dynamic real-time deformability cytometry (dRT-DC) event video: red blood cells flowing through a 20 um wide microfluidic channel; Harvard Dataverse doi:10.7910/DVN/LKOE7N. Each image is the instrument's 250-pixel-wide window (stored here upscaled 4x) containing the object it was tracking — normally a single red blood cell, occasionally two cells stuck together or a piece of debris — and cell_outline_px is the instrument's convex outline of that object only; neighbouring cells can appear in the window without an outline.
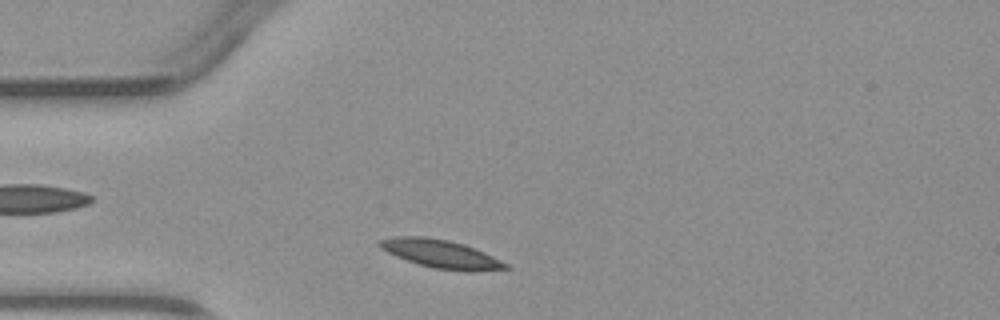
{"species": "common noctule bat (a hibernating species)", "species_latin": "Nyctalus noctula", "temperature_condition": "warm", "stored_images_in_passage": 1, "camera_frame_rate_fps": 3000, "um_per_image_px": 0.085, "animal": {"sex": "male", "body_mass_g": 23.1, "forearm_length_mm": 52.7}, "frame": {"image": 1, "passage_image": 1, "time_ms": 0.0, "image_size_px": [1000, 320], "cell_outline_px": [[512, 268], [476, 272], [468, 272], [432, 268], [396, 256], [380, 248], [376, 244], [380, 240], [396, 236], [424, 236], [448, 240], [464, 244], [484, 252], [508, 264]], "centroid_in_image_um": [37.5, 21.59], "position_along_channel_um": 47.5, "area_um2": 20.81}}